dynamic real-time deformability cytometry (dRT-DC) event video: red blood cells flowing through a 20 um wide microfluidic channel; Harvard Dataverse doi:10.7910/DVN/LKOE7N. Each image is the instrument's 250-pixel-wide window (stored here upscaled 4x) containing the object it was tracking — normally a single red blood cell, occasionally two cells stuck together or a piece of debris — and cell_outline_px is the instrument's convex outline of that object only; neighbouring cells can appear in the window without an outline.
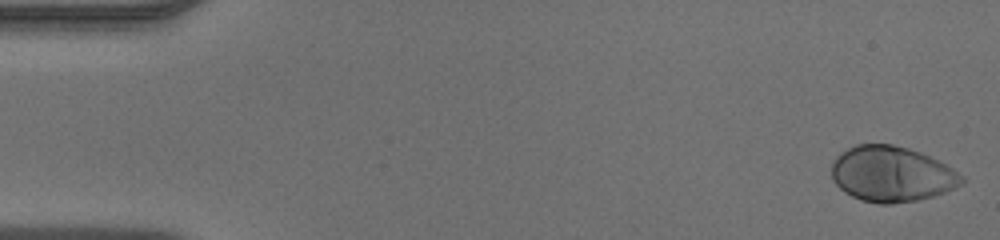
{"species": "human", "species_latin": "Homo sapiens", "temperature_condition": "warm", "stored_images_in_passage": 48, "camera_frame_rate_fps": 3000, "um_per_image_px": 0.085, "donor": {"sex": "male"}, "frame": {"image": 1, "passage_image": 1, "time_ms": 0.0, "image_size_px": [1000, 240], "cell_outline_px": [[964, 180], [956, 188], [932, 196], [916, 200], [892, 204], [880, 204], [860, 200], [844, 192], [832, 180], [832, 164], [836, 156], [848, 148], [856, 144], [892, 144], [908, 148], [920, 152], [952, 168], [964, 176]], "centroid_in_image_um": [75.77, 14.8], "position_along_channel_um": 9.2, "area_um2": 42.02}}
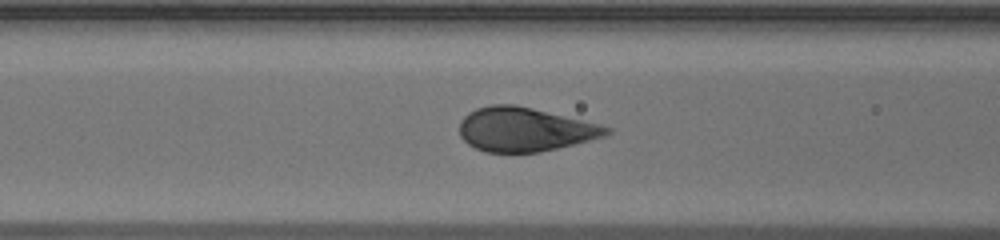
{"frame": {"image": 2, "passage_image": 19, "time_ms": 6.0, "image_size_px": [1000, 240], "cell_outline_px": [[612, 132], [604, 136], [540, 152], [484, 152], [468, 144], [460, 136], [460, 120], [468, 112], [476, 108], [488, 104], [516, 104], [612, 128]], "centroid_in_image_um": [44.53, 10.99], "position_along_channel_um": 122.1, "area_um2": 37.28}}
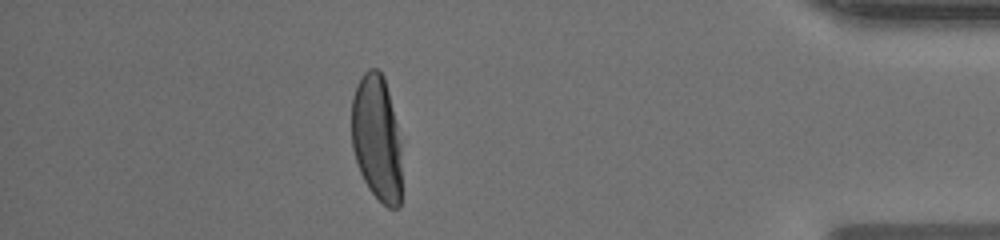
{"frame": {"image": 3, "passage_image": 42, "time_ms": 13.667, "image_size_px": [1000, 240], "cell_outline_px": [[400, 208], [388, 208], [368, 188], [360, 172], [352, 148], [352, 96], [360, 76], [368, 68], [376, 68], [384, 76], [396, 124], [400, 144]], "centroid_in_image_um": [32.0, 11.72], "position_along_channel_um": 403.2, "area_um2": 36.53}}